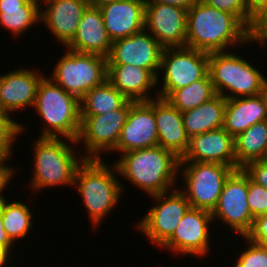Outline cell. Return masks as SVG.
Returning <instances> with one entry per match:
<instances>
[{
  "mask_svg": "<svg viewBox=\"0 0 267 267\" xmlns=\"http://www.w3.org/2000/svg\"><path fill=\"white\" fill-rule=\"evenodd\" d=\"M144 17V29L163 48L186 47V9L162 3H146Z\"/></svg>",
  "mask_w": 267,
  "mask_h": 267,
  "instance_id": "cell-15",
  "label": "cell"
},
{
  "mask_svg": "<svg viewBox=\"0 0 267 267\" xmlns=\"http://www.w3.org/2000/svg\"><path fill=\"white\" fill-rule=\"evenodd\" d=\"M154 115L158 145L181 158L189 144V136L183 125L182 113L167 100L154 97Z\"/></svg>",
  "mask_w": 267,
  "mask_h": 267,
  "instance_id": "cell-22",
  "label": "cell"
},
{
  "mask_svg": "<svg viewBox=\"0 0 267 267\" xmlns=\"http://www.w3.org/2000/svg\"><path fill=\"white\" fill-rule=\"evenodd\" d=\"M257 42L260 47L267 43V6L262 8L253 17L248 28V43Z\"/></svg>",
  "mask_w": 267,
  "mask_h": 267,
  "instance_id": "cell-35",
  "label": "cell"
},
{
  "mask_svg": "<svg viewBox=\"0 0 267 267\" xmlns=\"http://www.w3.org/2000/svg\"><path fill=\"white\" fill-rule=\"evenodd\" d=\"M17 69L0 74V107L8 119H12L10 113L34 106L38 85L44 77L36 69Z\"/></svg>",
  "mask_w": 267,
  "mask_h": 267,
  "instance_id": "cell-17",
  "label": "cell"
},
{
  "mask_svg": "<svg viewBox=\"0 0 267 267\" xmlns=\"http://www.w3.org/2000/svg\"><path fill=\"white\" fill-rule=\"evenodd\" d=\"M260 95H261L262 100L264 102V106H265L266 114H267V81L264 83Z\"/></svg>",
  "mask_w": 267,
  "mask_h": 267,
  "instance_id": "cell-44",
  "label": "cell"
},
{
  "mask_svg": "<svg viewBox=\"0 0 267 267\" xmlns=\"http://www.w3.org/2000/svg\"><path fill=\"white\" fill-rule=\"evenodd\" d=\"M233 171L232 167L220 163L180 161L179 173L182 174L185 190L180 189L190 207L212 212L226 179Z\"/></svg>",
  "mask_w": 267,
  "mask_h": 267,
  "instance_id": "cell-8",
  "label": "cell"
},
{
  "mask_svg": "<svg viewBox=\"0 0 267 267\" xmlns=\"http://www.w3.org/2000/svg\"><path fill=\"white\" fill-rule=\"evenodd\" d=\"M242 169L252 181L267 189V163L263 160L252 161Z\"/></svg>",
  "mask_w": 267,
  "mask_h": 267,
  "instance_id": "cell-37",
  "label": "cell"
},
{
  "mask_svg": "<svg viewBox=\"0 0 267 267\" xmlns=\"http://www.w3.org/2000/svg\"><path fill=\"white\" fill-rule=\"evenodd\" d=\"M13 245L15 247V244L10 240L3 226L2 202H1L0 203V247L7 249L11 253L12 248H14Z\"/></svg>",
  "mask_w": 267,
  "mask_h": 267,
  "instance_id": "cell-40",
  "label": "cell"
},
{
  "mask_svg": "<svg viewBox=\"0 0 267 267\" xmlns=\"http://www.w3.org/2000/svg\"><path fill=\"white\" fill-rule=\"evenodd\" d=\"M244 58L229 50L209 53L208 74L216 94L234 99L261 93L266 75Z\"/></svg>",
  "mask_w": 267,
  "mask_h": 267,
  "instance_id": "cell-6",
  "label": "cell"
},
{
  "mask_svg": "<svg viewBox=\"0 0 267 267\" xmlns=\"http://www.w3.org/2000/svg\"><path fill=\"white\" fill-rule=\"evenodd\" d=\"M267 120L261 95L227 99L223 128L234 138L252 125Z\"/></svg>",
  "mask_w": 267,
  "mask_h": 267,
  "instance_id": "cell-24",
  "label": "cell"
},
{
  "mask_svg": "<svg viewBox=\"0 0 267 267\" xmlns=\"http://www.w3.org/2000/svg\"><path fill=\"white\" fill-rule=\"evenodd\" d=\"M145 1L119 0L100 8L109 38L114 41L144 29Z\"/></svg>",
  "mask_w": 267,
  "mask_h": 267,
  "instance_id": "cell-20",
  "label": "cell"
},
{
  "mask_svg": "<svg viewBox=\"0 0 267 267\" xmlns=\"http://www.w3.org/2000/svg\"><path fill=\"white\" fill-rule=\"evenodd\" d=\"M180 161L220 163L236 170L234 137L223 127L192 136Z\"/></svg>",
  "mask_w": 267,
  "mask_h": 267,
  "instance_id": "cell-18",
  "label": "cell"
},
{
  "mask_svg": "<svg viewBox=\"0 0 267 267\" xmlns=\"http://www.w3.org/2000/svg\"><path fill=\"white\" fill-rule=\"evenodd\" d=\"M0 120H13V119H8L2 112V109L0 107Z\"/></svg>",
  "mask_w": 267,
  "mask_h": 267,
  "instance_id": "cell-45",
  "label": "cell"
},
{
  "mask_svg": "<svg viewBox=\"0 0 267 267\" xmlns=\"http://www.w3.org/2000/svg\"><path fill=\"white\" fill-rule=\"evenodd\" d=\"M150 197H153L157 205L149 208L148 213L136 223V228L152 244L160 247L173 235L178 223L190 208V203L178 188Z\"/></svg>",
  "mask_w": 267,
  "mask_h": 267,
  "instance_id": "cell-10",
  "label": "cell"
},
{
  "mask_svg": "<svg viewBox=\"0 0 267 267\" xmlns=\"http://www.w3.org/2000/svg\"><path fill=\"white\" fill-rule=\"evenodd\" d=\"M45 75L40 81L33 109L44 119L39 137L76 141L81 127L80 100ZM62 136V137H61Z\"/></svg>",
  "mask_w": 267,
  "mask_h": 267,
  "instance_id": "cell-5",
  "label": "cell"
},
{
  "mask_svg": "<svg viewBox=\"0 0 267 267\" xmlns=\"http://www.w3.org/2000/svg\"><path fill=\"white\" fill-rule=\"evenodd\" d=\"M40 22H44L63 46L75 36L87 0H40ZM45 3V6L42 5Z\"/></svg>",
  "mask_w": 267,
  "mask_h": 267,
  "instance_id": "cell-19",
  "label": "cell"
},
{
  "mask_svg": "<svg viewBox=\"0 0 267 267\" xmlns=\"http://www.w3.org/2000/svg\"><path fill=\"white\" fill-rule=\"evenodd\" d=\"M199 0H146L145 3H162L189 10Z\"/></svg>",
  "mask_w": 267,
  "mask_h": 267,
  "instance_id": "cell-39",
  "label": "cell"
},
{
  "mask_svg": "<svg viewBox=\"0 0 267 267\" xmlns=\"http://www.w3.org/2000/svg\"><path fill=\"white\" fill-rule=\"evenodd\" d=\"M40 0H0V26L21 37L40 21Z\"/></svg>",
  "mask_w": 267,
  "mask_h": 267,
  "instance_id": "cell-25",
  "label": "cell"
},
{
  "mask_svg": "<svg viewBox=\"0 0 267 267\" xmlns=\"http://www.w3.org/2000/svg\"><path fill=\"white\" fill-rule=\"evenodd\" d=\"M265 163H267V150H266V153L264 155V158L262 159Z\"/></svg>",
  "mask_w": 267,
  "mask_h": 267,
  "instance_id": "cell-46",
  "label": "cell"
},
{
  "mask_svg": "<svg viewBox=\"0 0 267 267\" xmlns=\"http://www.w3.org/2000/svg\"><path fill=\"white\" fill-rule=\"evenodd\" d=\"M248 13L253 17L262 8L267 6V0H245Z\"/></svg>",
  "mask_w": 267,
  "mask_h": 267,
  "instance_id": "cell-41",
  "label": "cell"
},
{
  "mask_svg": "<svg viewBox=\"0 0 267 267\" xmlns=\"http://www.w3.org/2000/svg\"><path fill=\"white\" fill-rule=\"evenodd\" d=\"M119 0H87L88 6L101 8L102 6Z\"/></svg>",
  "mask_w": 267,
  "mask_h": 267,
  "instance_id": "cell-43",
  "label": "cell"
},
{
  "mask_svg": "<svg viewBox=\"0 0 267 267\" xmlns=\"http://www.w3.org/2000/svg\"><path fill=\"white\" fill-rule=\"evenodd\" d=\"M247 43L248 28L235 15L202 0L187 10L186 47L211 53Z\"/></svg>",
  "mask_w": 267,
  "mask_h": 267,
  "instance_id": "cell-1",
  "label": "cell"
},
{
  "mask_svg": "<svg viewBox=\"0 0 267 267\" xmlns=\"http://www.w3.org/2000/svg\"><path fill=\"white\" fill-rule=\"evenodd\" d=\"M204 3L235 15L247 28L252 17L249 15L245 0H202Z\"/></svg>",
  "mask_w": 267,
  "mask_h": 267,
  "instance_id": "cell-34",
  "label": "cell"
},
{
  "mask_svg": "<svg viewBox=\"0 0 267 267\" xmlns=\"http://www.w3.org/2000/svg\"><path fill=\"white\" fill-rule=\"evenodd\" d=\"M209 53L188 47L163 48L160 71L162 87L154 97L165 99L171 92L202 79L208 73Z\"/></svg>",
  "mask_w": 267,
  "mask_h": 267,
  "instance_id": "cell-9",
  "label": "cell"
},
{
  "mask_svg": "<svg viewBox=\"0 0 267 267\" xmlns=\"http://www.w3.org/2000/svg\"><path fill=\"white\" fill-rule=\"evenodd\" d=\"M119 156L115 165L121 177L143 190L148 196L177 187L175 184L179 175L180 158L172 151L156 145L128 151Z\"/></svg>",
  "mask_w": 267,
  "mask_h": 267,
  "instance_id": "cell-2",
  "label": "cell"
},
{
  "mask_svg": "<svg viewBox=\"0 0 267 267\" xmlns=\"http://www.w3.org/2000/svg\"><path fill=\"white\" fill-rule=\"evenodd\" d=\"M162 50L163 47L159 42L143 29L139 33L112 41L107 65L129 64L151 70L157 75V85H159L158 72Z\"/></svg>",
  "mask_w": 267,
  "mask_h": 267,
  "instance_id": "cell-14",
  "label": "cell"
},
{
  "mask_svg": "<svg viewBox=\"0 0 267 267\" xmlns=\"http://www.w3.org/2000/svg\"><path fill=\"white\" fill-rule=\"evenodd\" d=\"M236 170L262 160L267 150V120L258 122L234 138Z\"/></svg>",
  "mask_w": 267,
  "mask_h": 267,
  "instance_id": "cell-27",
  "label": "cell"
},
{
  "mask_svg": "<svg viewBox=\"0 0 267 267\" xmlns=\"http://www.w3.org/2000/svg\"><path fill=\"white\" fill-rule=\"evenodd\" d=\"M33 216L30 207L21 201H2L3 226L14 244L16 239L28 236L33 227Z\"/></svg>",
  "mask_w": 267,
  "mask_h": 267,
  "instance_id": "cell-30",
  "label": "cell"
},
{
  "mask_svg": "<svg viewBox=\"0 0 267 267\" xmlns=\"http://www.w3.org/2000/svg\"><path fill=\"white\" fill-rule=\"evenodd\" d=\"M247 201L254 218L267 214V189L252 181L249 176Z\"/></svg>",
  "mask_w": 267,
  "mask_h": 267,
  "instance_id": "cell-33",
  "label": "cell"
},
{
  "mask_svg": "<svg viewBox=\"0 0 267 267\" xmlns=\"http://www.w3.org/2000/svg\"><path fill=\"white\" fill-rule=\"evenodd\" d=\"M128 99L108 80L80 99V116H97L121 108Z\"/></svg>",
  "mask_w": 267,
  "mask_h": 267,
  "instance_id": "cell-28",
  "label": "cell"
},
{
  "mask_svg": "<svg viewBox=\"0 0 267 267\" xmlns=\"http://www.w3.org/2000/svg\"><path fill=\"white\" fill-rule=\"evenodd\" d=\"M213 217L210 211L189 208L178 223L173 235L161 246L174 254L206 256L210 253V230Z\"/></svg>",
  "mask_w": 267,
  "mask_h": 267,
  "instance_id": "cell-13",
  "label": "cell"
},
{
  "mask_svg": "<svg viewBox=\"0 0 267 267\" xmlns=\"http://www.w3.org/2000/svg\"><path fill=\"white\" fill-rule=\"evenodd\" d=\"M25 132V126L15 120H0V163H7L12 157L13 144L17 136Z\"/></svg>",
  "mask_w": 267,
  "mask_h": 267,
  "instance_id": "cell-31",
  "label": "cell"
},
{
  "mask_svg": "<svg viewBox=\"0 0 267 267\" xmlns=\"http://www.w3.org/2000/svg\"><path fill=\"white\" fill-rule=\"evenodd\" d=\"M62 139L38 137L34 141L33 176L28 184L29 188H32L31 191L40 192L43 188L52 186L70 185L69 187H72L74 185L76 170L85 158L80 151L78 154L74 149L78 145L77 141Z\"/></svg>",
  "mask_w": 267,
  "mask_h": 267,
  "instance_id": "cell-4",
  "label": "cell"
},
{
  "mask_svg": "<svg viewBox=\"0 0 267 267\" xmlns=\"http://www.w3.org/2000/svg\"><path fill=\"white\" fill-rule=\"evenodd\" d=\"M16 168L14 169L13 166H9V164L6 163H0V203L3 200H7L5 197H3L1 193L6 189L7 184L10 183V180L13 179L14 174L16 171Z\"/></svg>",
  "mask_w": 267,
  "mask_h": 267,
  "instance_id": "cell-38",
  "label": "cell"
},
{
  "mask_svg": "<svg viewBox=\"0 0 267 267\" xmlns=\"http://www.w3.org/2000/svg\"><path fill=\"white\" fill-rule=\"evenodd\" d=\"M107 80L128 100L149 101L153 99L152 88L157 91V75L141 67L107 65ZM151 90V91H149Z\"/></svg>",
  "mask_w": 267,
  "mask_h": 267,
  "instance_id": "cell-23",
  "label": "cell"
},
{
  "mask_svg": "<svg viewBox=\"0 0 267 267\" xmlns=\"http://www.w3.org/2000/svg\"><path fill=\"white\" fill-rule=\"evenodd\" d=\"M248 175L242 168L234 170L226 179L216 207L211 212L214 220L219 219L237 235L245 236L253 225L247 201Z\"/></svg>",
  "mask_w": 267,
  "mask_h": 267,
  "instance_id": "cell-12",
  "label": "cell"
},
{
  "mask_svg": "<svg viewBox=\"0 0 267 267\" xmlns=\"http://www.w3.org/2000/svg\"><path fill=\"white\" fill-rule=\"evenodd\" d=\"M158 145L154 115V98L149 101H131L125 125L113 150L122 153Z\"/></svg>",
  "mask_w": 267,
  "mask_h": 267,
  "instance_id": "cell-16",
  "label": "cell"
},
{
  "mask_svg": "<svg viewBox=\"0 0 267 267\" xmlns=\"http://www.w3.org/2000/svg\"><path fill=\"white\" fill-rule=\"evenodd\" d=\"M131 107L128 100L121 108L97 116H80L81 127L77 144L83 143L85 159H102V152L111 153L116 148L119 136Z\"/></svg>",
  "mask_w": 267,
  "mask_h": 267,
  "instance_id": "cell-11",
  "label": "cell"
},
{
  "mask_svg": "<svg viewBox=\"0 0 267 267\" xmlns=\"http://www.w3.org/2000/svg\"><path fill=\"white\" fill-rule=\"evenodd\" d=\"M226 100L217 94L198 107L182 112L183 125L189 138L223 127Z\"/></svg>",
  "mask_w": 267,
  "mask_h": 267,
  "instance_id": "cell-26",
  "label": "cell"
},
{
  "mask_svg": "<svg viewBox=\"0 0 267 267\" xmlns=\"http://www.w3.org/2000/svg\"><path fill=\"white\" fill-rule=\"evenodd\" d=\"M10 257L9 251L0 247V267H5V265L9 263Z\"/></svg>",
  "mask_w": 267,
  "mask_h": 267,
  "instance_id": "cell-42",
  "label": "cell"
},
{
  "mask_svg": "<svg viewBox=\"0 0 267 267\" xmlns=\"http://www.w3.org/2000/svg\"><path fill=\"white\" fill-rule=\"evenodd\" d=\"M216 95L213 83L207 73L202 79L171 92L165 100L182 113L198 107Z\"/></svg>",
  "mask_w": 267,
  "mask_h": 267,
  "instance_id": "cell-29",
  "label": "cell"
},
{
  "mask_svg": "<svg viewBox=\"0 0 267 267\" xmlns=\"http://www.w3.org/2000/svg\"><path fill=\"white\" fill-rule=\"evenodd\" d=\"M50 75L52 81L80 100L93 87L107 80V57L66 48Z\"/></svg>",
  "mask_w": 267,
  "mask_h": 267,
  "instance_id": "cell-7",
  "label": "cell"
},
{
  "mask_svg": "<svg viewBox=\"0 0 267 267\" xmlns=\"http://www.w3.org/2000/svg\"><path fill=\"white\" fill-rule=\"evenodd\" d=\"M245 237L250 241L267 248V214L254 218L251 230Z\"/></svg>",
  "mask_w": 267,
  "mask_h": 267,
  "instance_id": "cell-36",
  "label": "cell"
},
{
  "mask_svg": "<svg viewBox=\"0 0 267 267\" xmlns=\"http://www.w3.org/2000/svg\"><path fill=\"white\" fill-rule=\"evenodd\" d=\"M111 47L112 40L105 29L100 8L87 6L74 38L65 48L78 53L98 54L108 57Z\"/></svg>",
  "mask_w": 267,
  "mask_h": 267,
  "instance_id": "cell-21",
  "label": "cell"
},
{
  "mask_svg": "<svg viewBox=\"0 0 267 267\" xmlns=\"http://www.w3.org/2000/svg\"><path fill=\"white\" fill-rule=\"evenodd\" d=\"M242 238L246 241L247 249L241 251L233 267H267V248L254 243L245 236Z\"/></svg>",
  "mask_w": 267,
  "mask_h": 267,
  "instance_id": "cell-32",
  "label": "cell"
},
{
  "mask_svg": "<svg viewBox=\"0 0 267 267\" xmlns=\"http://www.w3.org/2000/svg\"><path fill=\"white\" fill-rule=\"evenodd\" d=\"M104 160L84 159L76 170L73 185L81 194L94 229L116 208L124 193V184L116 176L119 172L115 163L108 165Z\"/></svg>",
  "mask_w": 267,
  "mask_h": 267,
  "instance_id": "cell-3",
  "label": "cell"
}]
</instances>
